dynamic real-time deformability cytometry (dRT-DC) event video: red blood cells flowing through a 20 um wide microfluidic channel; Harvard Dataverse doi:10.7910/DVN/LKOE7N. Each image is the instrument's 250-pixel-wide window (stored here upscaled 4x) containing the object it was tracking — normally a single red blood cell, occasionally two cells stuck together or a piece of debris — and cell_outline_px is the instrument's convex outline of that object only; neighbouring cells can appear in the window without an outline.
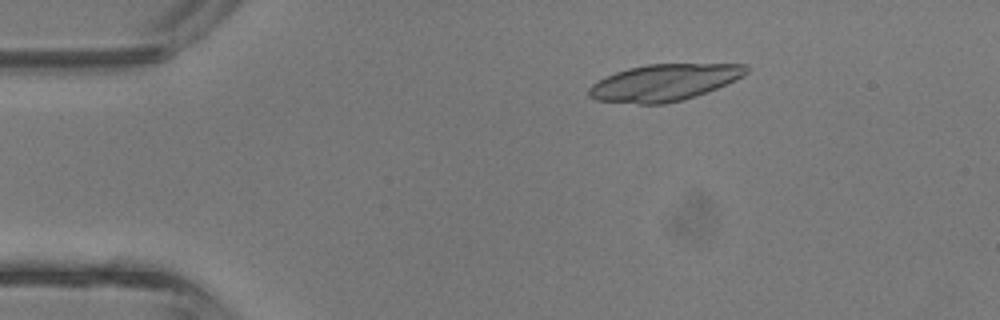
{"species": "common noctule bat (a hibernating species)", "species_latin": "Nyctalus noctula", "temperature_condition": "room temperature", "stored_images_in_passage": 43, "camera_frame_rate_fps": 3000, "um_per_image_px": 0.085, "animal": {"sex": "male", "body_mass_g": 13.3}, "frame": {"image": 1, "passage_image": 8, "time_ms": 2.333, "image_size_px": [1000, 320], "cell_outline_px": [[748, 72], [744, 76], [736, 80], [716, 88], [680, 100], [664, 104], [640, 104], [596, 100], [588, 96], [588, 88], [592, 84], [604, 76], [628, 68], [648, 64], [748, 64]], "centroid_in_image_um": [56.43, 7.0], "position_along_channel_um": 28.6, "area_um2": 33.47}}